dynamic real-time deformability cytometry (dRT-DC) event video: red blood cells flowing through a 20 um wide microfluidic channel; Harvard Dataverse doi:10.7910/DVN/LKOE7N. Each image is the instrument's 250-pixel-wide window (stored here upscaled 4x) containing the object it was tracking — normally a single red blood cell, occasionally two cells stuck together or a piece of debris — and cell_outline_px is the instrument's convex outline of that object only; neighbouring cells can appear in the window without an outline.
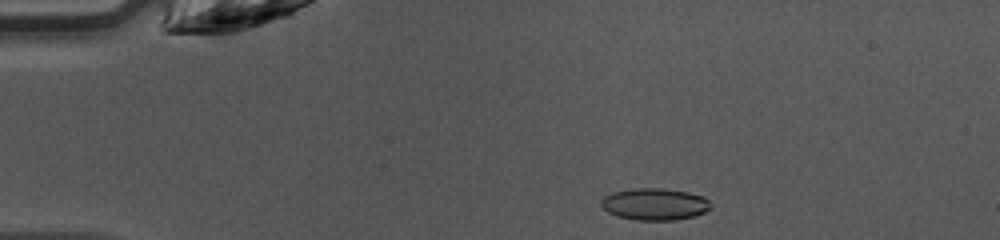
{"species": "common noctule bat (a hibernating species)", "species_latin": "Nyctalus noctula", "temperature_condition": "warm", "stored_images_in_passage": 39, "camera_frame_rate_fps": 3000, "um_per_image_px": 0.085, "animal": {"sex": "female", "body_mass_g": 10.0, "forearm_length_mm": 53.1}, "frame": {"image": 1, "passage_image": 1, "time_ms": 0.0, "image_size_px": [1000, 240], "cell_outline_px": [[712, 208], [696, 216], [676, 220], [636, 220], [616, 216], [608, 212], [600, 204], [600, 200], [604, 196], [612, 192], [636, 188], [664, 188], [688, 192], [704, 196], [712, 204]], "centroid_in_image_um": [55.67, 17.35], "position_along_channel_um": 29.3, "area_um2": 20.63}}
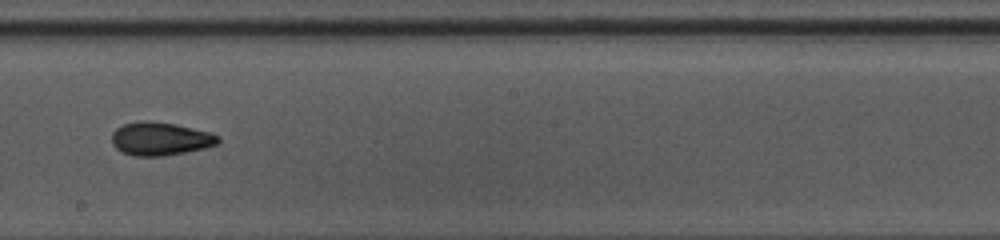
{"frame": {"image": 2, "passage_image": 19, "time_ms": 6.0, "image_size_px": [1000, 240], "cell_outline_px": [[220, 140], [216, 144], [204, 148], [164, 156], [132, 156], [116, 148], [112, 144], [112, 132], [116, 128], [124, 124], [144, 120], [176, 124], [212, 132], [220, 136]], "centroid_in_image_um": [13.63, 11.79], "position_along_channel_um": 234.6, "area_um2": 20.63}}
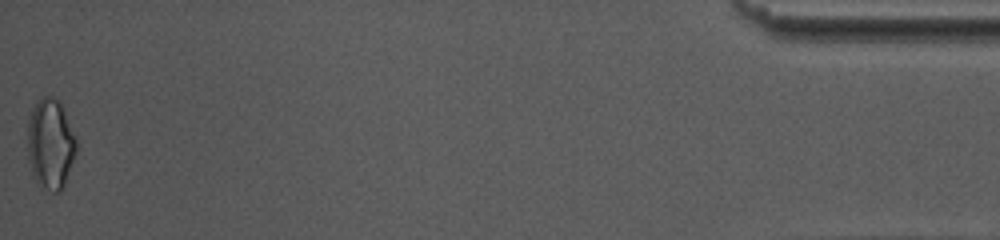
{"frame": {"image": 3, "passage_image": 39, "time_ms": 12.667, "image_size_px": [1000, 240], "cell_outline_px": [[80, 144], [64, 184], [60, 192], [52, 192], [36, 180], [32, 176], [28, 160], [28, 120], [36, 104], [44, 96], [52, 96], [60, 100], [64, 108]], "centroid_in_image_um": [4.34, 12.21], "position_along_channel_um": 430.9, "area_um2": 25.95}, "authors_computed_cell_mechanics": {"area_um2": 20.23, "velocity_mm_per_s": 4.2908, "shape_relaxation_time_tau1_ms": 9.932, "shape_relaxation_time_tau2_ms": 2.7764, "deformation_change_tau1": 0.208, "deformation_change_tau2": 0.0774}}